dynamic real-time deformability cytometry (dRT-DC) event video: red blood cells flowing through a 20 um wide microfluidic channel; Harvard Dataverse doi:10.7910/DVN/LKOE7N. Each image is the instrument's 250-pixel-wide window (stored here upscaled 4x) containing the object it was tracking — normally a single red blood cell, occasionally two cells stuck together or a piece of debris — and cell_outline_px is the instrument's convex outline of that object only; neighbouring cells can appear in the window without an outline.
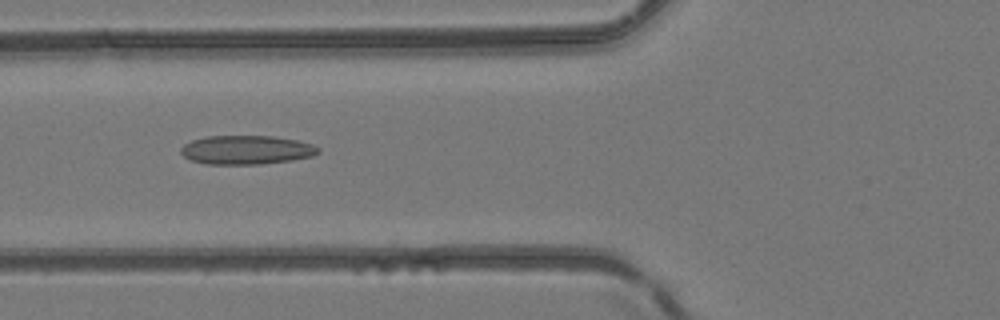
{"species": "common noctule bat (a hibernating species)", "species_latin": "Nyctalus noctula", "temperature_condition": "room temperature", "stored_images_in_passage": 48, "camera_frame_rate_fps": 3000, "um_per_image_px": 0.085, "animal": {"sex": "female", "body_mass_g": 24.6, "forearm_length_mm": 56.2}, "frame": {"image": 1, "passage_image": 19, "time_ms": 6.0, "image_size_px": [1000, 320], "cell_outline_px": [[320, 152], [312, 156], [292, 160], [260, 164], [204, 164], [192, 160], [184, 156], [180, 152], [180, 148], [184, 144], [192, 140], [208, 136], [272, 136], [296, 140], [312, 144], [320, 148]], "centroid_in_image_um": [20.94, 12.74], "position_along_channel_um": 104.9, "area_um2": 23.12}}
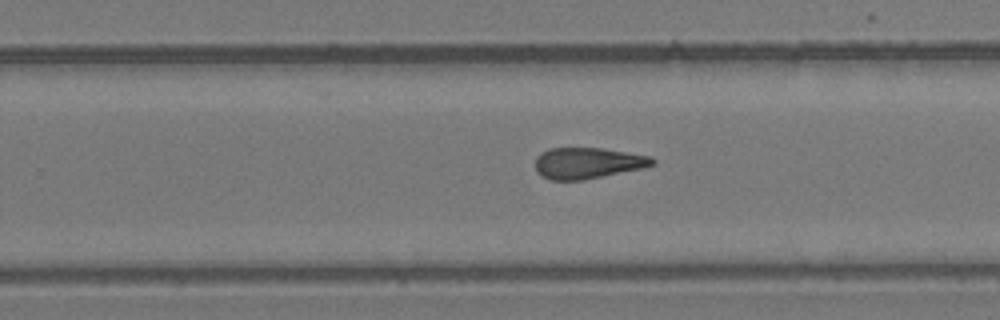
{"frame": {"image": 2, "passage_image": 31, "time_ms": 10.0, "image_size_px": [1000, 320], "cell_outline_px": [[656, 164], [644, 168], [584, 180], [552, 180], [540, 176], [536, 172], [536, 156], [540, 152], [548, 148], [600, 148], [652, 156], [656, 160]], "centroid_in_image_um": [49.96, 13.86], "position_along_channel_um": 279.8, "area_um2": 21.5}}
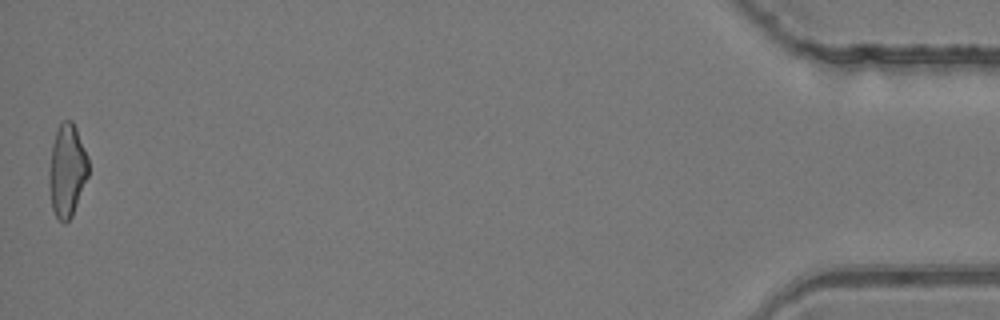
{"frame": {"image": 3, "passage_image": 48, "time_ms": 15.667, "image_size_px": [1000, 320], "cell_outline_px": [[88, 176], [72, 216], [64, 224], [56, 216], [52, 208], [48, 184], [48, 172], [52, 144], [56, 132], [60, 124], [64, 120], [72, 120], [76, 128], [88, 156]], "centroid_in_image_um": [5.69, 14.49], "position_along_channel_um": 429.5, "area_um2": 21.27}}